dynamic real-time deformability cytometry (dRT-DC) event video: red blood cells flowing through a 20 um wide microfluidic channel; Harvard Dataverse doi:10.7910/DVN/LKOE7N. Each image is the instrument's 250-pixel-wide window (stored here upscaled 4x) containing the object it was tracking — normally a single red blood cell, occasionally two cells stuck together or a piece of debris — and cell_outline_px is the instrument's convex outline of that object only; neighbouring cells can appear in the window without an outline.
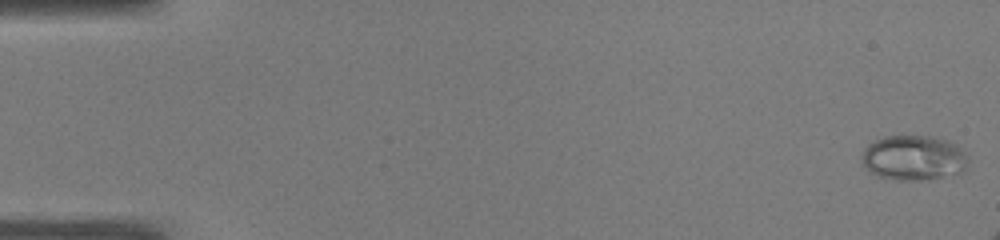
{"species": "common noctule bat (a hibernating species)", "species_latin": "Nyctalus noctula", "temperature_condition": "warm", "stored_images_in_passage": 46, "camera_frame_rate_fps": 3000, "um_per_image_px": 0.085, "animal": {"sex": "male", "body_mass_g": 19.0, "forearm_length_mm": 50.8}, "frame": {"image": 1, "passage_image": 1, "time_ms": 0.0, "image_size_px": [1000, 240], "cell_outline_px": [[968, 160], [964, 172], [920, 180], [896, 180], [876, 176], [860, 160], [860, 156], [864, 148], [868, 144], [884, 136], [932, 136], [948, 140], [956, 144], [968, 156]], "centroid_in_image_um": [77.65, 13.41], "position_along_channel_um": 7.4, "area_um2": 27.98}}
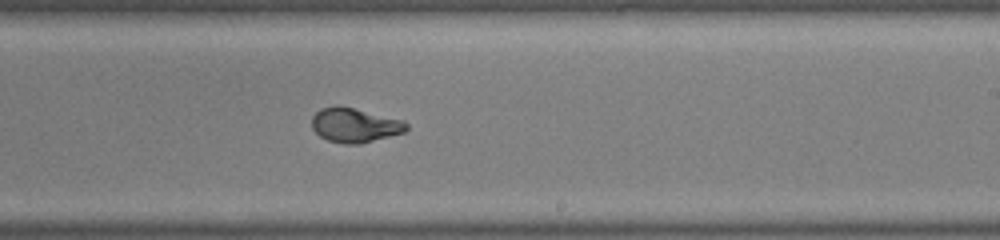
{"frame": {"image": 2, "passage_image": 31, "time_ms": 10.0, "image_size_px": [1000, 240], "cell_outline_px": [[408, 128], [404, 132], [360, 144], [344, 144], [328, 140], [320, 136], [312, 128], [312, 116], [320, 108], [332, 104], [340, 104], [404, 120], [408, 124]], "centroid_in_image_um": [30.13, 10.61], "position_along_channel_um": 258.9, "area_um2": 19.31}}
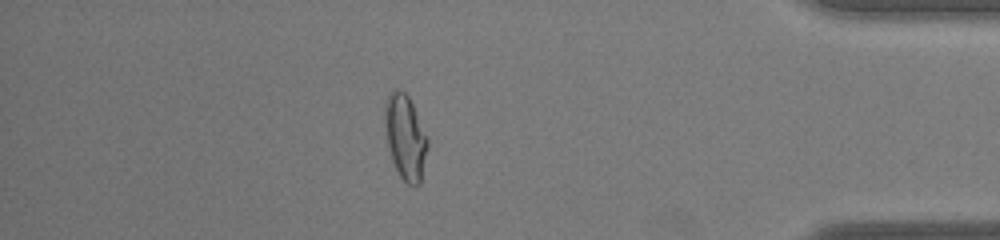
{"frame": {"image": 3, "passage_image": 44, "time_ms": 14.333, "image_size_px": [1000, 240], "cell_outline_px": [[428, 148], [420, 184], [408, 184], [400, 176], [392, 160], [388, 148], [384, 124], [384, 104], [388, 96], [392, 92], [404, 92], [408, 96], [412, 104], [428, 140]], "centroid_in_image_um": [34.44, 11.69], "position_along_channel_um": 400.8, "area_um2": 20.75}}